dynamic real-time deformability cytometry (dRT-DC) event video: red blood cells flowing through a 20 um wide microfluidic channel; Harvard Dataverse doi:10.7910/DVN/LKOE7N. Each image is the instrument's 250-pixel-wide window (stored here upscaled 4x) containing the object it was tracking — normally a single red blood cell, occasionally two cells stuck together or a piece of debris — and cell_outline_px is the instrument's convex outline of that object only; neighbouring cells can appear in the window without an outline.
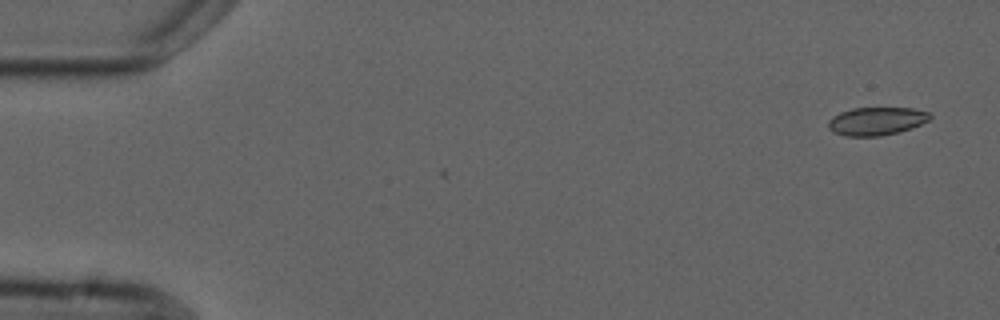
{"species": "common noctule bat (a hibernating species)", "species_latin": "Nyctalus noctula", "temperature_condition": "cold", "stored_images_in_passage": 2, "camera_frame_rate_fps": 3000, "um_per_image_px": 0.085, "animal": {"sex": "male", "forearm_length_mm": 52.5}, "frame": {"image": 1, "passage_image": 1, "time_ms": 0.0, "image_size_px": [1000, 320], "cell_outline_px": [[932, 116], [928, 120], [912, 128], [900, 132], [880, 136], [844, 136], [832, 132], [828, 128], [828, 120], [832, 116], [840, 112], [852, 108], [912, 108], [928, 112]], "centroid_in_image_um": [74.46, 10.3], "position_along_channel_um": 10.5, "area_um2": 16.76}}